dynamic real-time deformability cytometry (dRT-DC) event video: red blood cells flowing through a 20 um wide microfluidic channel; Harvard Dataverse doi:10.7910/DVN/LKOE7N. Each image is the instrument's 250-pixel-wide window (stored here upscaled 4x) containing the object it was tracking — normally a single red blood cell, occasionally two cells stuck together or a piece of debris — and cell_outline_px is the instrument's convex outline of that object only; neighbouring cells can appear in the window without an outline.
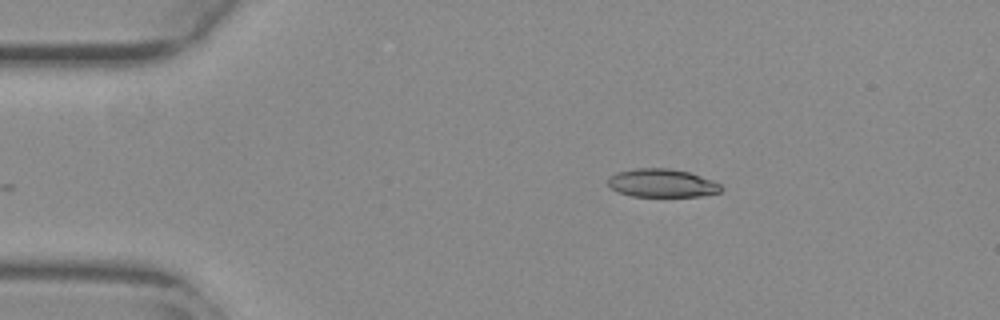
{"species": "common noctule bat (a hibernating species)", "species_latin": "Nyctalus noctula", "temperature_condition": "warm", "stored_images_in_passage": 36, "camera_frame_rate_fps": 3000, "um_per_image_px": 0.085, "animal": {"sex": "female", "body_mass_g": 29.2, "forearm_length_mm": 56.3}, "frame": {"image": 1, "passage_image": 1, "time_ms": 0.0, "image_size_px": [1000, 320], "cell_outline_px": [[724, 188], [720, 192], [700, 196], [632, 196], [620, 192], [612, 188], [608, 184], [608, 176], [616, 172], [636, 168], [668, 168], [688, 172], [712, 180], [720, 184]], "centroid_in_image_um": [56.27, 15.56], "position_along_channel_um": 28.7, "area_um2": 18.55}}
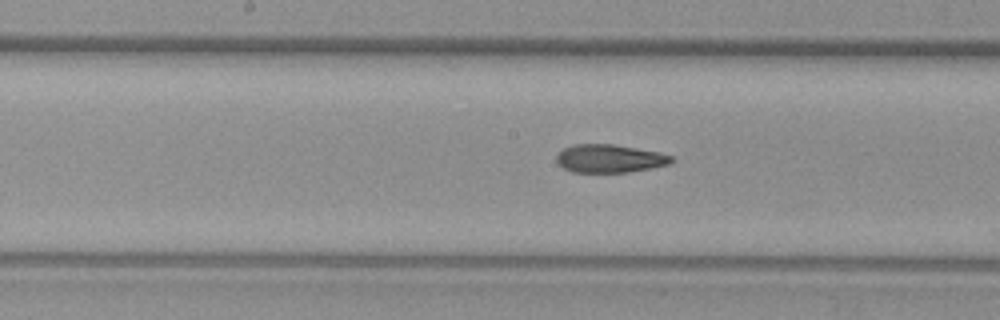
{"frame": {"image": 2, "passage_image": 19, "time_ms": 6.0, "image_size_px": [1000, 320], "cell_outline_px": [[672, 160], [668, 164], [652, 168], [628, 172], [572, 172], [564, 168], [556, 160], [556, 156], [564, 148], [572, 144], [612, 144], [660, 152], [672, 156]], "centroid_in_image_um": [51.81, 13.47], "position_along_channel_um": 196.4, "area_um2": 18.73}}
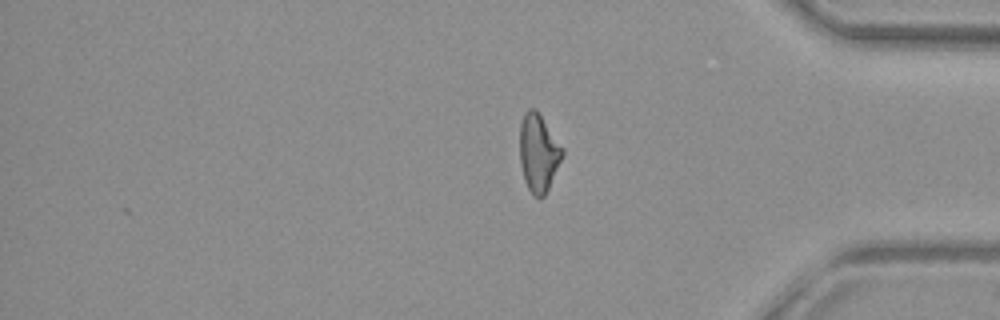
{"frame": {"image": 3, "passage_image": 36, "time_ms": 11.667, "image_size_px": [1000, 320], "cell_outline_px": [[564, 156], [544, 196], [540, 200], [532, 196], [524, 180], [520, 164], [520, 124], [524, 112], [528, 108], [536, 108], [564, 148]], "centroid_in_image_um": [45.78, 12.99], "position_along_channel_um": 389.4, "area_um2": 19.71}, "authors_computed_cell_mechanics": {"area_um2": 19.5653, "velocity_mm_per_s": 3.7865, "shape_relaxation_time_tau1_ms": null, "shape_relaxation_time_tau2_ms": 3.0447, "deformation_change_tau1": null, "deformation_change_tau2": 0.1166}}